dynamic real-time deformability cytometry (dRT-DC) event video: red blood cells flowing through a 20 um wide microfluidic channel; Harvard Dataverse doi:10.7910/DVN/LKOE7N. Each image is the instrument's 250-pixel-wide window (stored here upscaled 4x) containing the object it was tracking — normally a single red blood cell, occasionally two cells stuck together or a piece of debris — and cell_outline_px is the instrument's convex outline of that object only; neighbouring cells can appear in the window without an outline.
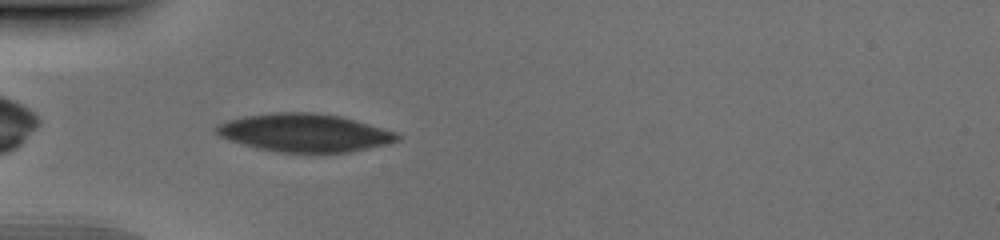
{"species": "human", "species_latin": "Homo sapiens", "temperature_condition": "cold", "stored_images_in_passage": 31, "camera_frame_rate_fps": 3000, "um_per_image_px": 0.085, "donor": {"sex": "male"}, "frame": {"image": 1, "passage_image": 2, "time_ms": 0.333, "image_size_px": [1000, 240], "cell_outline_px": [[400, 140], [388, 144], [348, 152], [280, 152], [256, 148], [228, 140], [220, 136], [212, 128], [216, 124], [228, 120], [244, 116], [276, 112], [312, 112], [340, 116], [396, 132], [400, 136]], "centroid_in_image_um": [25.84, 11.28], "position_along_channel_um": 59.2, "area_um2": 40.06}}
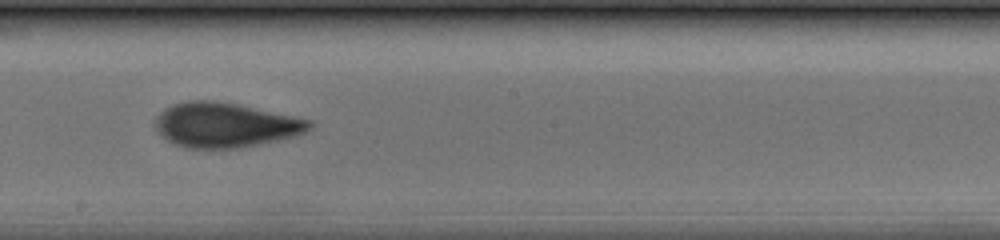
{"frame": {"image": 2, "passage_image": 15, "time_ms": 4.667, "image_size_px": [1000, 240], "cell_outline_px": [[312, 128], [296, 136], [240, 148], [184, 148], [168, 140], [156, 128], [156, 116], [164, 108], [172, 104], [188, 100], [208, 100], [236, 104], [312, 120]], "centroid_in_image_um": [19.15, 10.62], "position_along_channel_um": 229.1, "area_um2": 39.88}}
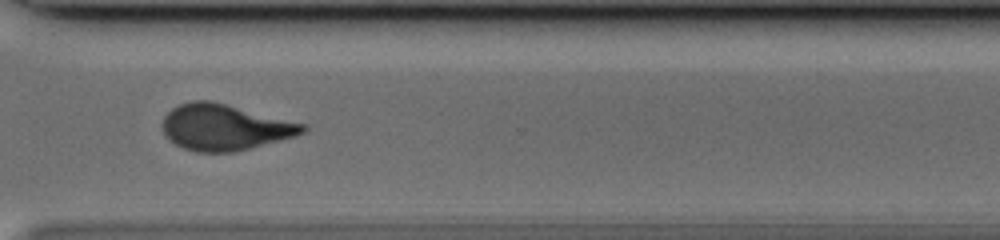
{"frame": {"image": 3, "passage_image": 24, "time_ms": 7.667, "image_size_px": [1000, 240], "cell_outline_px": [[308, 128], [304, 132], [296, 136], [232, 152], [196, 152], [184, 148], [168, 140], [164, 136], [160, 128], [160, 124], [164, 116], [172, 108], [180, 104], [192, 100], [212, 100], [308, 124]], "centroid_in_image_um": [19.07, 10.8], "position_along_channel_um": 351.5, "area_um2": 38.03}}